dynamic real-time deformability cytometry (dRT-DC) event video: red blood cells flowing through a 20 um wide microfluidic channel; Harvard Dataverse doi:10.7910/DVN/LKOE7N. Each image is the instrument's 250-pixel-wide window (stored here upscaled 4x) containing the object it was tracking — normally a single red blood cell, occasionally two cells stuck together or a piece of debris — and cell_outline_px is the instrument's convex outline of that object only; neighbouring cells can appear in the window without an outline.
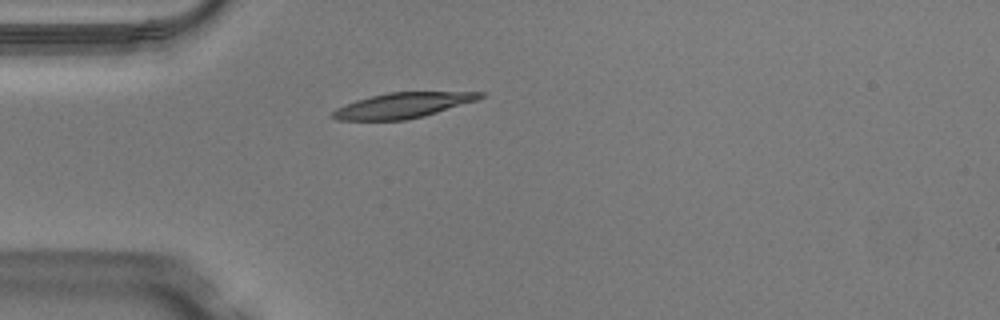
{"species": "Egyptian fruit bat (a non-hibernating species)", "species_latin": "Rousettus aegyptiacus", "temperature_condition": "warm", "stored_images_in_passage": 38, "camera_frame_rate_fps": 3000, "um_per_image_px": 0.085, "animal": {"sex": "male"}, "frame": {"image": 1, "passage_image": 2, "time_ms": 0.333, "image_size_px": [1000, 320], "cell_outline_px": [[484, 96], [476, 100], [424, 116], [408, 120], [336, 120], [332, 116], [332, 112], [336, 108], [356, 100], [388, 92], [484, 92]], "centroid_in_image_um": [34.21, 8.96], "position_along_channel_um": 50.8, "area_um2": 21.5}}
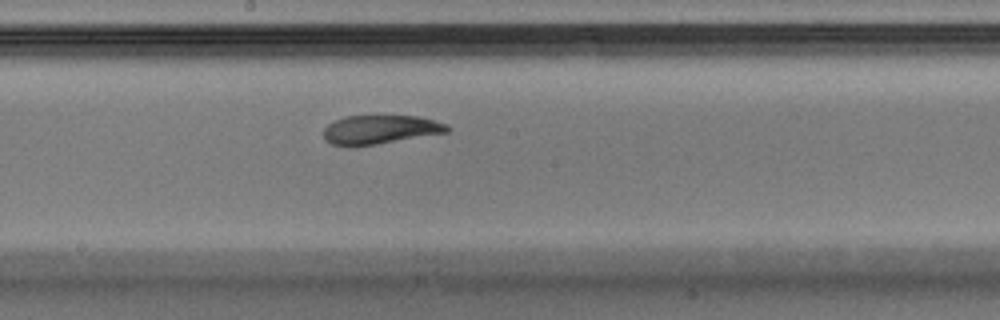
{"frame": {"image": 2, "passage_image": 15, "time_ms": 4.667, "image_size_px": [1000, 320], "cell_outline_px": [[452, 128], [448, 132], [376, 144], [332, 144], [324, 140], [324, 128], [328, 124], [344, 116], [376, 112], [416, 116], [448, 124]], "centroid_in_image_um": [32.34, 10.93], "position_along_channel_um": 215.9, "area_um2": 21.33}}
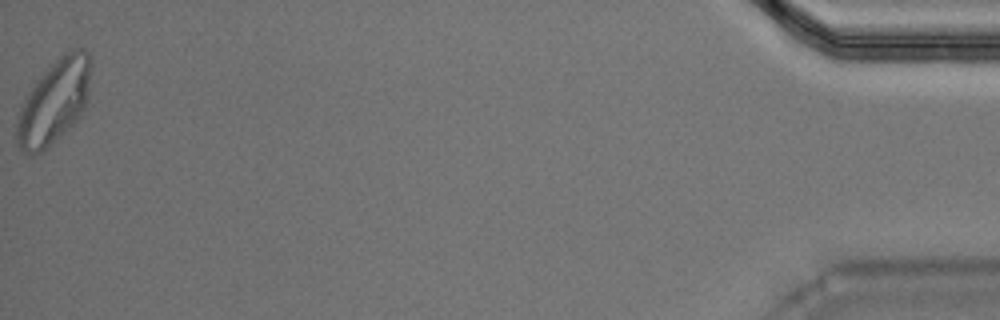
{"frame": {"image": 3, "passage_image": 38, "time_ms": 12.333, "image_size_px": [1000, 320], "cell_outline_px": [[92, 60], [88, 100], [80, 116], [68, 128], [40, 152], [32, 156], [28, 156], [16, 144], [16, 124], [20, 108], [28, 92], [44, 72], [60, 56], [76, 48], [84, 48], [92, 56]], "centroid_in_image_um": [4.62, 8.63], "position_along_channel_um": 430.6, "area_um2": 36.07}, "authors_computed_cell_mechanics": {"area_um2": 22.4842, "velocity_mm_per_s": 4.0549, "shape_relaxation_time_tau1_ms": 6.9638, "shape_relaxation_time_tau2_ms": 1.9408, "deformation_change_tau1": 0.2119, "deformation_change_tau2": 0.0667}}